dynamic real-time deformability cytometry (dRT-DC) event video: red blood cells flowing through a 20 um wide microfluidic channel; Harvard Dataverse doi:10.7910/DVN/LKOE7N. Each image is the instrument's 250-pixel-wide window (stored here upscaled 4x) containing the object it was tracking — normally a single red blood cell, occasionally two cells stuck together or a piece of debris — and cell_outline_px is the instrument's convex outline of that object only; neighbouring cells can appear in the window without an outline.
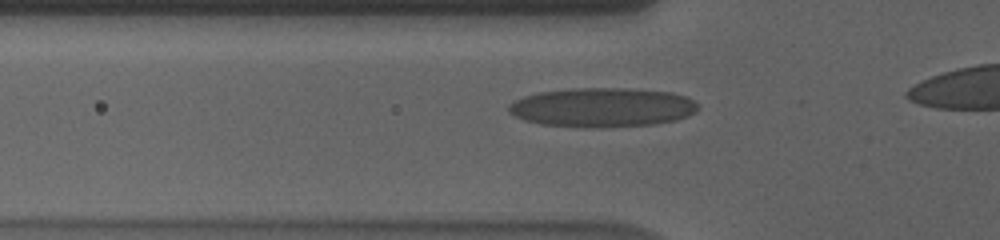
{"species": "human", "species_latin": "Homo sapiens", "temperature_condition": "cold", "stored_images_in_passage": 41, "camera_frame_rate_fps": 3000, "um_per_image_px": 0.085, "donor": {"sex": "male"}, "frame": {"image": 1, "passage_image": 13, "time_ms": 4.0, "image_size_px": [1000, 240], "cell_outline_px": [[700, 108], [696, 112], [688, 116], [676, 120], [656, 124], [612, 128], [580, 128], [540, 124], [524, 120], [508, 112], [508, 104], [524, 96], [536, 92], [576, 88], [628, 88], [672, 92], [684, 96], [700, 104]], "centroid_in_image_um": [51.21, 9.14], "position_along_channel_um": 74.6, "area_um2": 44.1}}
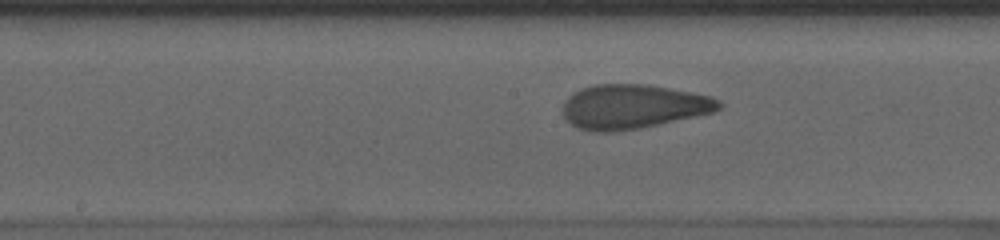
{"frame": {"image": 2, "passage_image": 23, "time_ms": 7.333, "image_size_px": [1000, 240], "cell_outline_px": [[720, 108], [716, 112], [640, 128], [616, 132], [592, 132], [576, 128], [564, 120], [564, 100], [572, 92], [580, 88], [596, 84], [648, 84], [712, 96], [720, 100]], "centroid_in_image_um": [53.78, 9.07], "position_along_channel_um": 194.4, "area_um2": 40.75}}
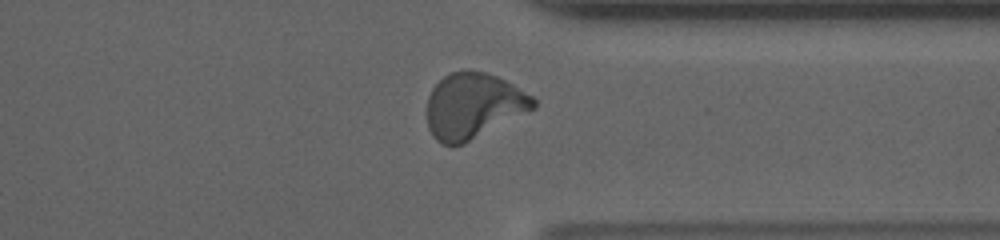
{"frame": {"image": 3, "passage_image": 38, "time_ms": 12.333, "image_size_px": [1000, 240], "cell_outline_px": [[536, 108], [464, 144], [444, 144], [436, 140], [432, 136], [428, 128], [428, 96], [432, 88], [444, 76], [452, 72], [464, 68], [468, 68], [488, 72], [512, 84], [532, 96], [536, 100]], "centroid_in_image_um": [40.24, 8.97], "position_along_channel_um": 371.2, "area_um2": 40.81}}